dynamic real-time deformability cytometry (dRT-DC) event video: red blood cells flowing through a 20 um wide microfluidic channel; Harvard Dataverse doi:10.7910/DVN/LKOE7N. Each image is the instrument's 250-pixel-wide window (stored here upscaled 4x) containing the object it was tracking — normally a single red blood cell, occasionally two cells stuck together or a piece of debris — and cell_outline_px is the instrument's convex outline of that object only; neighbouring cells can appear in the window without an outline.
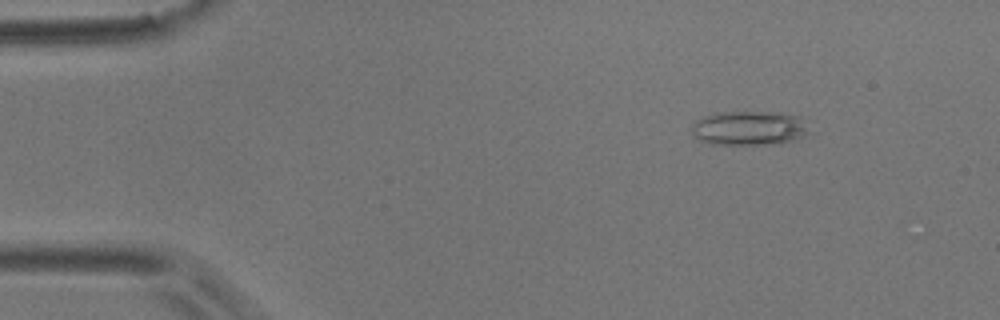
{"species": "common noctule bat (a hibernating species)", "species_latin": "Nyctalus noctula", "temperature_condition": "room temperature", "stored_images_in_passage": 2, "camera_frame_rate_fps": 3000, "um_per_image_px": 0.085, "animal": {"sex": "male", "body_mass_g": 17.9}, "frame": {"image": 1, "passage_image": 1, "time_ms": 0.0, "image_size_px": [1000, 320], "cell_outline_px": [[808, 132], [792, 140], [780, 144], [708, 144], [700, 140], [692, 132], [692, 124], [700, 116], [716, 112], [780, 112], [800, 116], [808, 120]], "centroid_in_image_um": [63.68, 10.87], "position_along_channel_um": 21.3, "area_um2": 23.81}}